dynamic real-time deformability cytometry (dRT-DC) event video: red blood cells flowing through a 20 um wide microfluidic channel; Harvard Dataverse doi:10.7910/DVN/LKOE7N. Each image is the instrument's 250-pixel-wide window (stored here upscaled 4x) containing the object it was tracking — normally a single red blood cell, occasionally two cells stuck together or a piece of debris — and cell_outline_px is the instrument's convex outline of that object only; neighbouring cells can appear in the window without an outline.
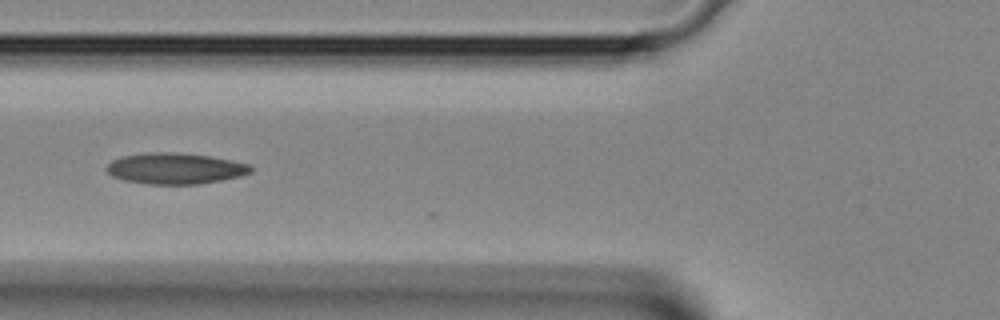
{"species": "Egyptian fruit bat (a non-hibernating species)", "species_latin": "Rousettus aegyptiacus", "temperature_condition": "room temperature", "stored_images_in_passage": 27, "camera_frame_rate_fps": 3000, "um_per_image_px": 0.085, "animal": {"sex": "female"}, "frame": {"image": 1, "passage_image": 8, "time_ms": 2.333, "image_size_px": [1000, 320], "cell_outline_px": [[252, 172], [240, 176], [200, 184], [148, 184], [124, 180], [112, 176], [104, 168], [112, 160], [120, 156], [152, 152], [176, 152], [208, 156], [232, 160], [252, 164]], "centroid_in_image_um": [14.89, 14.31], "position_along_channel_um": 110.9, "area_um2": 26.18}}
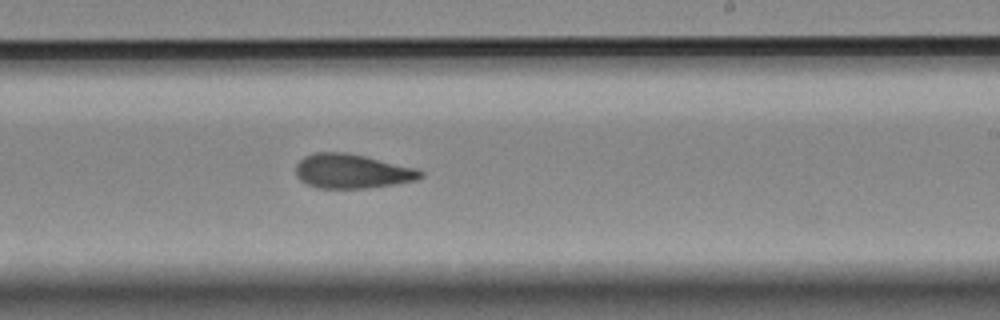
{"frame": {"image": 2, "passage_image": 17, "time_ms": 5.333, "image_size_px": [1000, 320], "cell_outline_px": [[424, 176], [416, 180], [396, 184], [368, 188], [316, 188], [300, 180], [296, 176], [296, 164], [304, 156], [316, 152], [344, 152], [364, 156], [416, 168], [424, 172]], "centroid_in_image_um": [29.92, 14.56], "position_along_channel_um": 259.1, "area_um2": 24.97}}
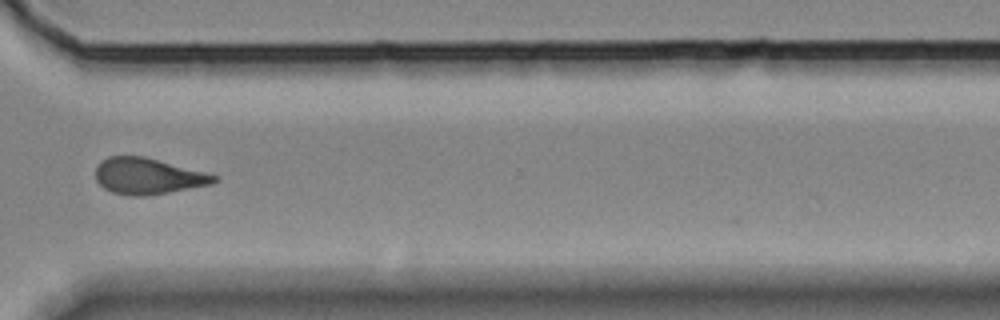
{"frame": {"image": 3, "passage_image": 23, "time_ms": 7.333, "image_size_px": [1000, 320], "cell_outline_px": [[220, 180], [212, 184], [168, 192], [144, 196], [128, 196], [112, 192], [104, 188], [96, 180], [96, 168], [100, 160], [108, 156], [144, 156], [204, 172], [216, 176]], "centroid_in_image_um": [12.54, 14.97], "position_along_channel_um": 358.1, "area_um2": 24.85}}